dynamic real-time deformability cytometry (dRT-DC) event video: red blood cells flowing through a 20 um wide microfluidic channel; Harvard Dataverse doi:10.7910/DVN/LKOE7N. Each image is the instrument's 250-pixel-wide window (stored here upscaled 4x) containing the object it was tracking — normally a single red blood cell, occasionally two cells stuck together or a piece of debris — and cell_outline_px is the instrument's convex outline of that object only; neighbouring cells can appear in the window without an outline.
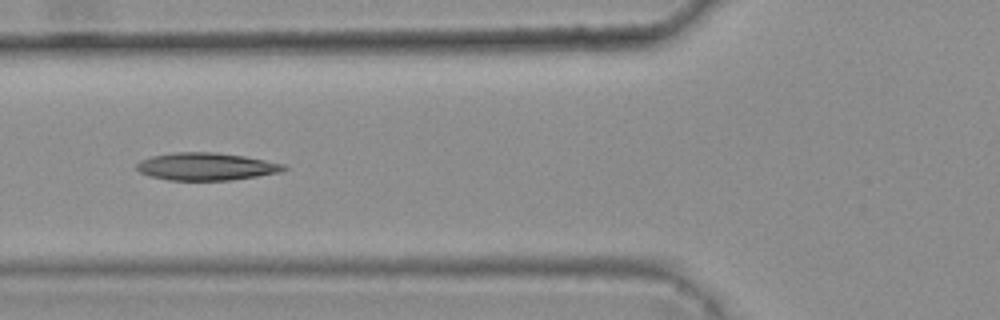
{"species": "common noctule bat (a hibernating species)", "species_latin": "Nyctalus noctula", "temperature_condition": "warm", "stored_images_in_passage": 8, "camera_frame_rate_fps": 3000, "um_per_image_px": 0.085, "animal": {"sex": "female", "body_mass_g": 25.1}, "frame": {"image": 1, "passage_image": 5, "time_ms": 1.333, "image_size_px": [1000, 320], "cell_outline_px": [[288, 168], [280, 172], [232, 180], [168, 180], [148, 176], [140, 172], [136, 168], [136, 164], [140, 160], [152, 156], [172, 152], [216, 152], [244, 156], [284, 164]], "centroid_in_image_um": [17.49, 14.15], "position_along_channel_um": 108.3, "area_um2": 23.64}}
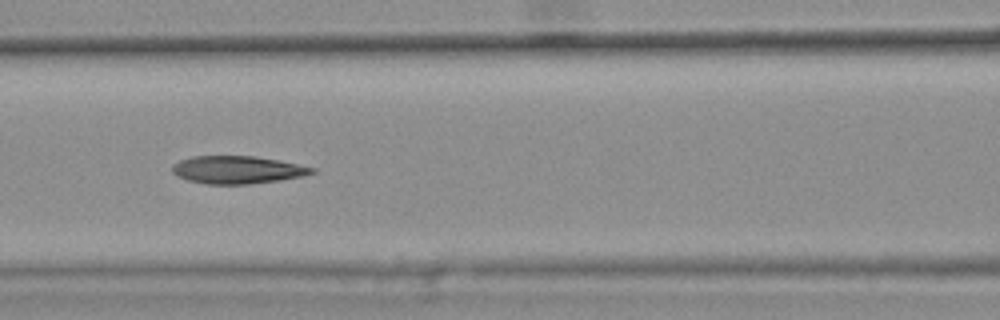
{"frame": {"image": 2, "passage_image": 6, "time_ms": 1.667, "image_size_px": [1000, 320], "cell_outline_px": [[316, 172], [300, 176], [280, 180], [248, 184], [204, 184], [188, 180], [176, 176], [172, 172], [172, 164], [180, 160], [192, 156], [256, 156], [316, 168]], "centroid_in_image_um": [20.12, 14.43], "position_along_channel_um": 146.5, "area_um2": 22.48}}